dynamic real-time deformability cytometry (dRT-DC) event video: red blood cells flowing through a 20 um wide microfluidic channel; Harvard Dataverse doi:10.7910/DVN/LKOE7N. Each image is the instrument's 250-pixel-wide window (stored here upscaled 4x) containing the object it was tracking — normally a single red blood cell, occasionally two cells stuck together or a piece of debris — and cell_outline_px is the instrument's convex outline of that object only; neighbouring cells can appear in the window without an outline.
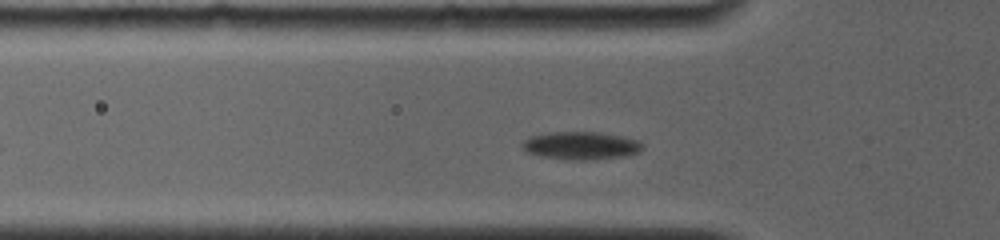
{"species": "common noctule bat (a hibernating species)", "species_latin": "Nyctalus noctula", "temperature_condition": "room temperature", "stored_images_in_passage": 18, "camera_frame_rate_fps": 4000, "um_per_image_px": 0.085, "animal": {"sex": "female", "body_mass_g": 19.0, "forearm_length_mm": 56.7}, "frame": {"image": 1, "passage_image": 8, "time_ms": 3.0, "image_size_px": [1000, 240], "cell_outline_px": [[644, 148], [640, 152], [620, 156], [588, 160], [576, 160], [540, 156], [524, 152], [520, 144], [528, 136], [548, 132], [600, 132], [640, 140], [644, 144]], "centroid_in_image_um": [49.34, 12.36], "position_along_channel_um": 76.5, "area_um2": 19.71}}
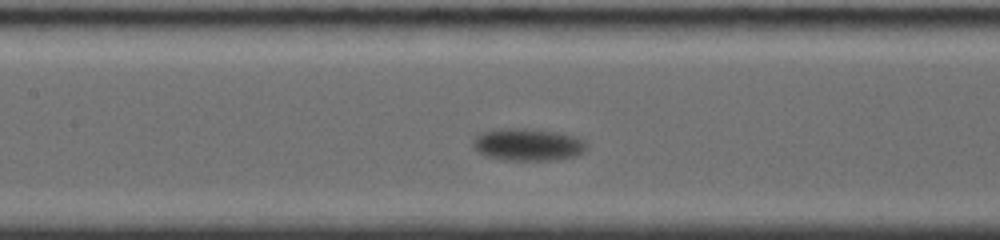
{"frame": {"image": 2, "passage_image": 14, "time_ms": 5.5, "image_size_px": [1000, 240], "cell_outline_px": [[588, 148], [584, 152], [576, 156], [556, 160], [500, 160], [488, 156], [472, 148], [472, 140], [480, 132], [504, 128], [516, 128], [552, 132], [572, 136], [584, 140], [588, 144]], "centroid_in_image_um": [44.85, 12.31], "position_along_channel_um": 162.5, "area_um2": 21.33}}
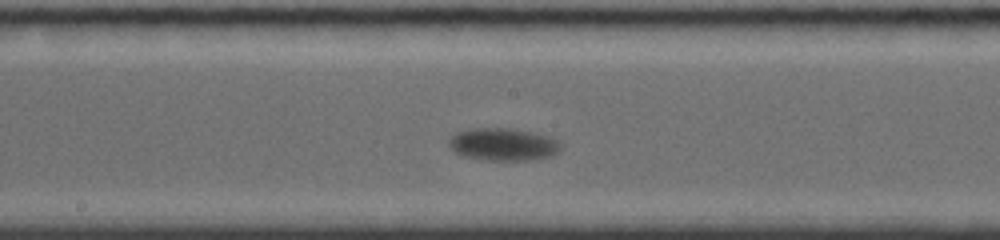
{"frame": {"image": 3, "passage_image": 17, "time_ms": 6.75, "image_size_px": [1000, 240], "cell_outline_px": [[560, 148], [556, 152], [548, 156], [532, 160], [484, 160], [464, 156], [448, 148], [448, 140], [456, 132], [476, 128], [512, 128], [536, 132], [548, 136], [556, 140], [560, 144]], "centroid_in_image_um": [42.73, 12.26], "position_along_channel_um": 205.5, "area_um2": 21.21}}